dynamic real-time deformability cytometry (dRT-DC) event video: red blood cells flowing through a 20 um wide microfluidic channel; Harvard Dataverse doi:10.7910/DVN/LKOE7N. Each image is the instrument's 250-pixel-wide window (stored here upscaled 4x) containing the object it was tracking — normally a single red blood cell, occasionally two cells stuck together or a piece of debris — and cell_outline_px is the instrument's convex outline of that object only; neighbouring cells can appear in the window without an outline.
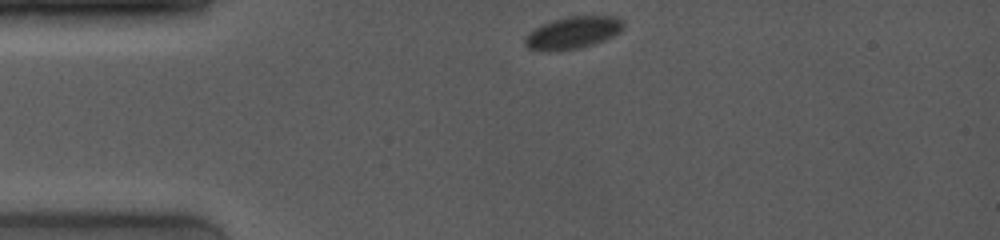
{"species": "common noctule bat (a hibernating species)", "species_latin": "Nyctalus noctula", "temperature_condition": "room temperature", "stored_images_in_passage": 29, "camera_frame_rate_fps": 4000, "um_per_image_px": 0.085, "animal": {"sex": "female", "body_mass_g": 19.0, "forearm_length_mm": 53.3}, "frame": {"image": 1, "passage_image": 1, "time_ms": 0.0, "image_size_px": [1000, 240], "cell_outline_px": [[624, 28], [620, 32], [604, 40], [580, 48], [552, 52], [544, 52], [528, 48], [524, 44], [524, 36], [528, 32], [540, 24], [552, 20], [568, 16], [616, 16], [624, 24]], "centroid_in_image_um": [48.63, 2.79], "position_along_channel_um": 36.4, "area_um2": 18.79}}
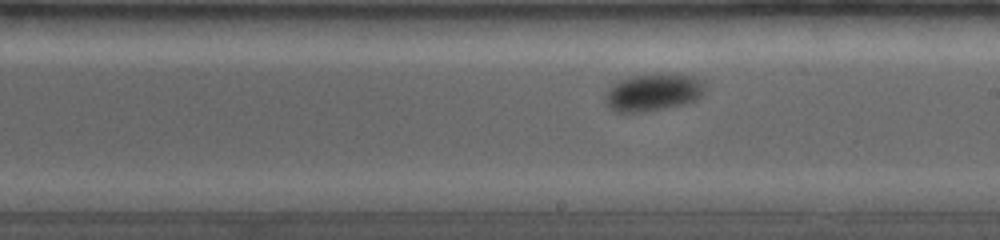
{"frame": {"image": 2, "passage_image": 23, "time_ms": 6.25, "image_size_px": [1000, 240], "cell_outline_px": [[704, 88], [700, 96], [696, 100], [684, 104], [664, 108], [640, 112], [616, 112], [608, 104], [608, 88], [612, 84], [620, 80], [632, 76], [660, 72], [672, 72], [704, 80]], "centroid_in_image_um": [55.56, 7.81], "position_along_channel_um": 233.4, "area_um2": 21.62}}
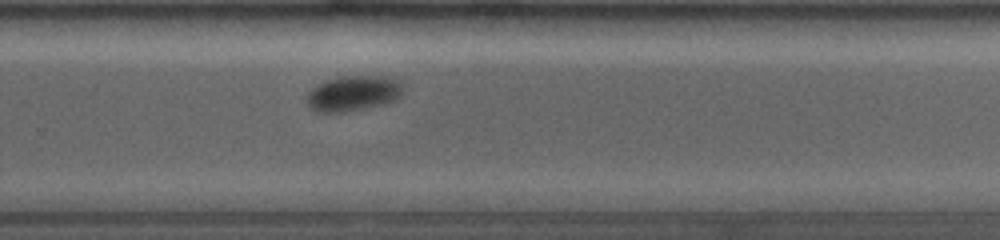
{"frame": {"image": 3, "passage_image": 29, "time_ms": 8.0, "image_size_px": [1000, 240], "cell_outline_px": [[404, 88], [400, 96], [396, 100], [388, 104], [348, 112], [316, 112], [308, 104], [308, 92], [312, 88], [328, 80], [340, 76], [388, 76], [400, 80]], "centroid_in_image_um": [30.11, 7.94], "position_along_channel_um": 299.7, "area_um2": 20.11}}